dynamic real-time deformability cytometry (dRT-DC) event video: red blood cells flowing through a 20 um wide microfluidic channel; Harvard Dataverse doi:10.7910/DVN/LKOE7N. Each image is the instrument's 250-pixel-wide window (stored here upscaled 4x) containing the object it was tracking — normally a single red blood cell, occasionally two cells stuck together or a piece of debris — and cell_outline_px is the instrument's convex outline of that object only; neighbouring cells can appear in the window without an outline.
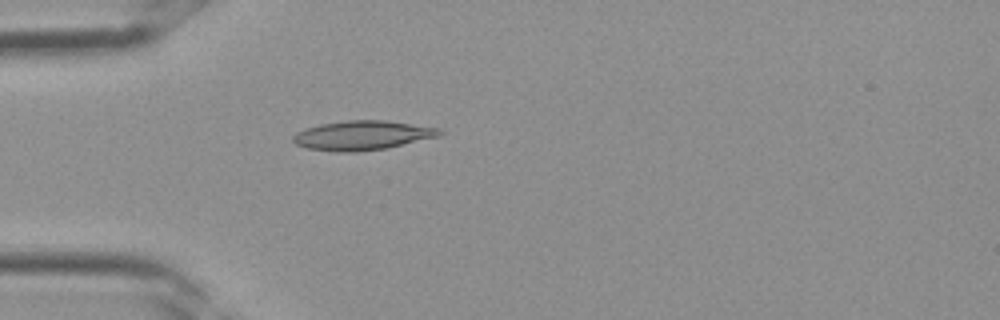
{"species": "Egyptian fruit bat (a non-hibernating species)", "species_latin": "Rousettus aegyptiacus", "temperature_condition": "room temperature", "stored_images_in_passage": 3, "camera_frame_rate_fps": 3000, "um_per_image_px": 0.085, "frame": {"image": 1, "passage_image": 3, "time_ms": 0.667, "image_size_px": [1000, 320], "cell_outline_px": [[444, 132], [440, 136], [384, 148], [356, 152], [336, 152], [308, 148], [296, 144], [292, 140], [292, 136], [296, 132], [304, 128], [320, 124], [348, 120], [384, 120], [440, 128]], "centroid_in_image_um": [30.77, 11.5], "position_along_channel_um": 54.2, "area_um2": 24.97}}